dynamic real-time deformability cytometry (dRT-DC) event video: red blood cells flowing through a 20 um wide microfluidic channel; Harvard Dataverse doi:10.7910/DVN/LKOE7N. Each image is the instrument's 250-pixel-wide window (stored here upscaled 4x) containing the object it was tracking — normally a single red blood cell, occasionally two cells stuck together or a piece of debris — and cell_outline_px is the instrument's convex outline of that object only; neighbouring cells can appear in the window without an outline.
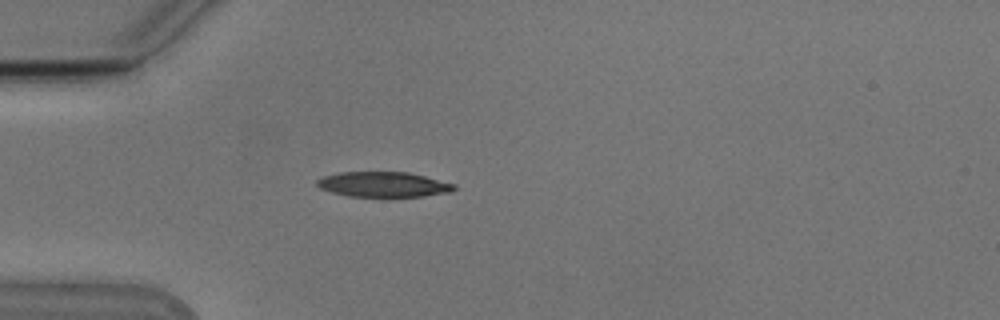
{"species": "Egyptian fruit bat (a non-hibernating species)", "species_latin": "Rousettus aegyptiacus", "temperature_condition": "cold", "stored_images_in_passage": 28, "camera_frame_rate_fps": 3000, "um_per_image_px": 0.085, "animal": {"sex": "male"}, "frame": {"image": 1, "passage_image": 1, "time_ms": 0.0, "image_size_px": [1000, 320], "cell_outline_px": [[456, 188], [452, 192], [424, 196], [388, 200], [348, 196], [332, 192], [320, 188], [316, 184], [316, 180], [324, 176], [340, 172], [408, 172], [456, 184]], "centroid_in_image_um": [32.62, 15.73], "position_along_channel_um": 52.4, "area_um2": 21.1}}
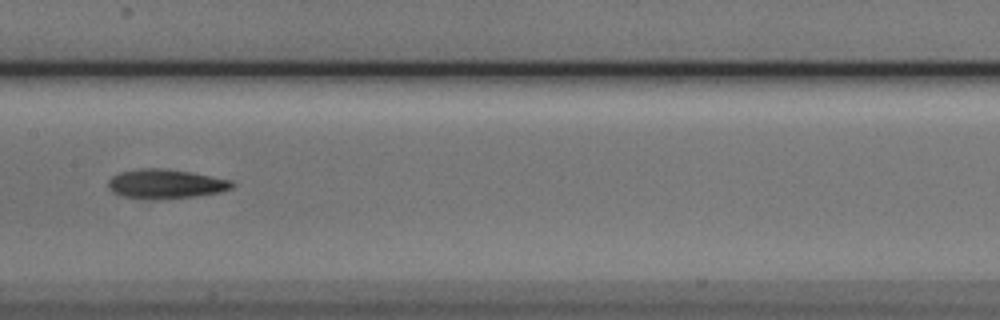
{"frame": {"image": 2, "passage_image": 13, "time_ms": 4.0, "image_size_px": [1000, 320], "cell_outline_px": [[236, 184], [232, 188], [220, 192], [196, 196], [124, 196], [112, 192], [108, 188], [108, 180], [112, 176], [120, 172], [140, 168], [156, 168], [188, 172], [232, 180]], "centroid_in_image_um": [14.1, 15.58], "position_along_channel_um": 193.3, "area_um2": 20.06}}
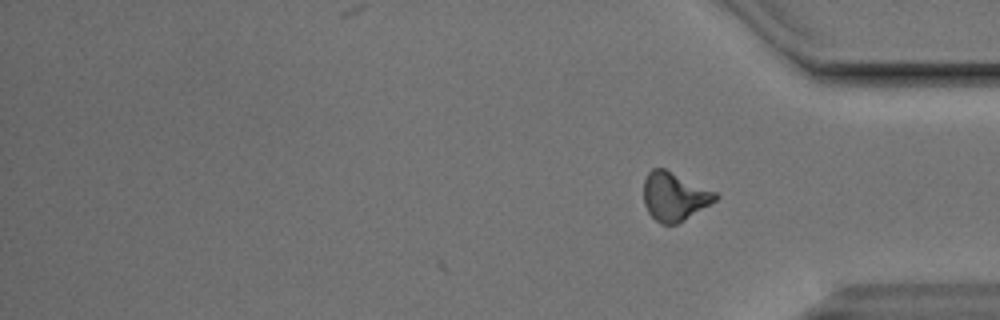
{"frame": {"image": 3, "passage_image": 28, "time_ms": 9.0, "image_size_px": [1000, 320], "cell_outline_px": [[720, 196], [716, 200], [684, 220], [676, 224], [660, 224], [648, 212], [644, 204], [644, 180], [648, 172], [652, 168], [664, 168], [716, 192]], "centroid_in_image_um": [57.31, 16.7], "position_along_channel_um": 377.9, "area_um2": 20.11}, "authors_computed_cell_mechanics": {"area_um2": 20.4323, "velocity_mm_per_s": 3.7933, "shape_relaxation_time_tau1_ms": 7.0779, "shape_relaxation_time_tau2_ms": 6.3845, "deformation_change_tau1": 0.1733, "deformation_change_tau2": 0.1637}}